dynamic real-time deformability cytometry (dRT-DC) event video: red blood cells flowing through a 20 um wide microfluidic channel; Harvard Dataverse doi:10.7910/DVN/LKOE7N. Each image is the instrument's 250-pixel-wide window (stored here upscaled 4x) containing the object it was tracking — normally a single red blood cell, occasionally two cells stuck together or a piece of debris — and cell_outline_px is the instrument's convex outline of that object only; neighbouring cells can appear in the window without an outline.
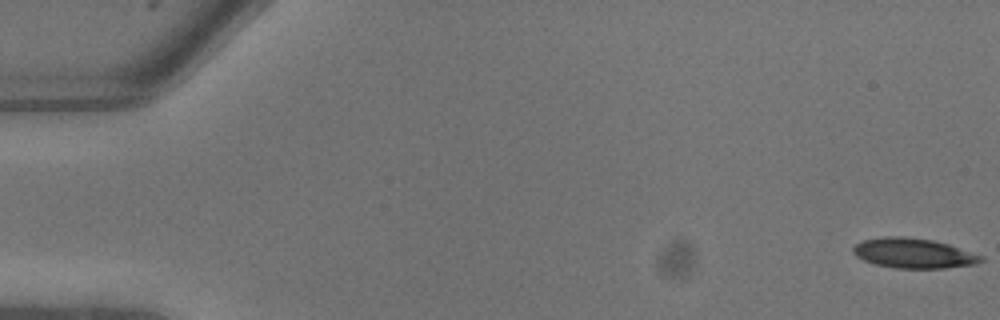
{"species": "common noctule bat (a hibernating species)", "species_latin": "Nyctalus noctula", "temperature_condition": "warm", "stored_images_in_passage": 9, "camera_frame_rate_fps": 3000, "um_per_image_px": 0.085, "animal": {"sex": "male", "body_mass_g": 13.3}, "frame": {"image": 1, "passage_image": 1, "time_ms": 0.0, "image_size_px": [1000, 320], "cell_outline_px": [[984, 260], [976, 264], [944, 268], [896, 268], [876, 264], [864, 260], [856, 256], [852, 252], [852, 248], [856, 244], [864, 240], [884, 236], [904, 236], [932, 240], [948, 244], [984, 256]], "centroid_in_image_um": [77.66, 21.52], "position_along_channel_um": 7.3, "area_um2": 22.25}}
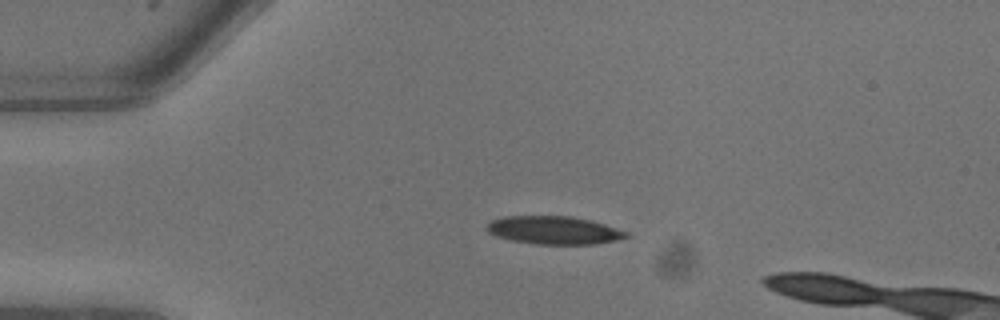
{"frame": {"image": 2, "passage_image": 6, "time_ms": 1.667, "image_size_px": [1000, 320], "cell_outline_px": [[628, 236], [616, 240], [596, 244], [536, 244], [508, 240], [496, 236], [488, 232], [484, 228], [492, 220], [504, 216], [572, 216], [592, 220], [628, 232]], "centroid_in_image_um": [47.05, 19.57], "position_along_channel_um": 38.0, "area_um2": 22.89}}
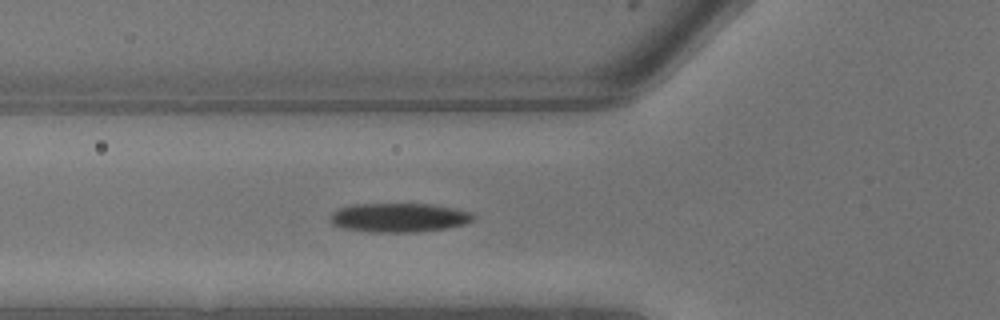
{"frame": {"image": 3, "passage_image": 9, "time_ms": 2.667, "image_size_px": [1000, 320], "cell_outline_px": [[476, 220], [464, 224], [444, 228], [404, 232], [376, 232], [348, 228], [332, 224], [328, 220], [328, 216], [332, 212], [340, 208], [352, 204], [436, 204], [456, 208], [472, 212], [476, 216]], "centroid_in_image_um": [33.95, 18.47], "position_along_channel_um": 91.9, "area_um2": 24.16}}